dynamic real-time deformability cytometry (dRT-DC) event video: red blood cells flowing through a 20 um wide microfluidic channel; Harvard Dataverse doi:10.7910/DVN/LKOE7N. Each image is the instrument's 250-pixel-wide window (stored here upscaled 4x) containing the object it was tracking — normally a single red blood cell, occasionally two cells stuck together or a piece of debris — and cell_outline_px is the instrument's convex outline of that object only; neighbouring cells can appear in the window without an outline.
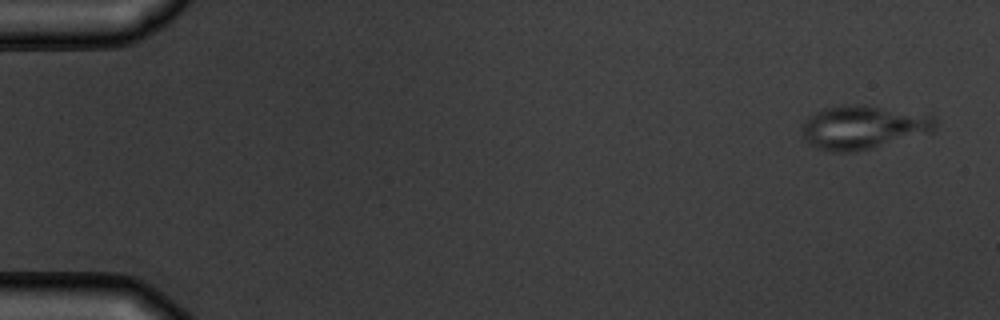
{"species": "common noctule bat (a hibernating species)", "species_latin": "Nyctalus noctula", "temperature_condition": "warm", "stored_images_in_passage": 5, "camera_frame_rate_fps": 3000, "um_per_image_px": 0.085, "animal": {"sex": "male", "body_mass_g": 19.5, "forearm_length_mm": 54.6}, "frame": {"image": 1, "passage_image": 1, "time_ms": 0.0, "image_size_px": [1000, 320], "cell_outline_px": [[936, 124], [932, 132], [852, 152], [828, 152], [816, 148], [808, 144], [804, 140], [800, 124], [808, 116], [824, 108], [844, 104], [864, 104], [932, 112], [936, 120]], "centroid_in_image_um": [73.38, 10.77], "position_along_channel_um": 11.6, "area_um2": 34.85}}